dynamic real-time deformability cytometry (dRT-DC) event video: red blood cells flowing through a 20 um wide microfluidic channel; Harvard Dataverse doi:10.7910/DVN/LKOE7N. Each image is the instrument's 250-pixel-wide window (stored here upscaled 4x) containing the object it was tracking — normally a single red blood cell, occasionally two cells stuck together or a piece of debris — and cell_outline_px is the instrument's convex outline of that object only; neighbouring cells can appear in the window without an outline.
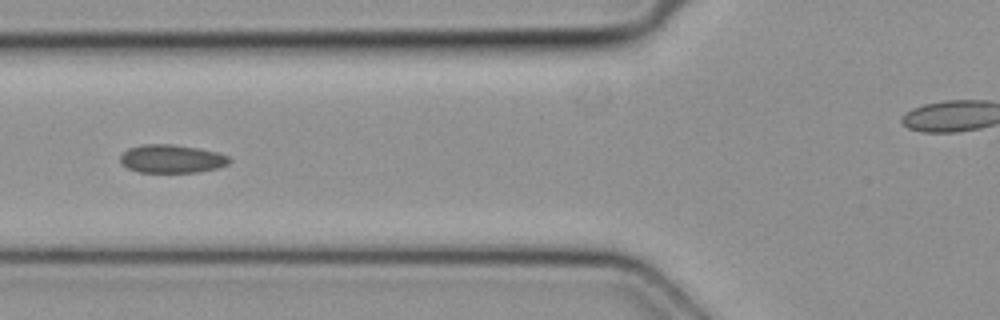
{"species": "common noctule bat (a hibernating species)", "species_latin": "Nyctalus noctula", "temperature_condition": "cold", "stored_images_in_passage": 6, "segment_of_instrument_passage": [1, 2], "camera_frame_rate_fps": 3000, "um_per_image_px": 0.085, "animal": {"sex": "female", "body_mass_g": 19.3, "forearm_length_mm": 54.1}, "frame": {"image": 1, "passage_image": 5, "time_ms": 1.333, "image_size_px": [1000, 320], "cell_outline_px": [[232, 160], [228, 164], [216, 168], [196, 172], [140, 172], [128, 168], [120, 164], [120, 156], [128, 148], [144, 144], [172, 144], [196, 148], [216, 152], [228, 156]], "centroid_in_image_um": [14.57, 13.5], "position_along_channel_um": 111.2, "area_um2": 17.86}}